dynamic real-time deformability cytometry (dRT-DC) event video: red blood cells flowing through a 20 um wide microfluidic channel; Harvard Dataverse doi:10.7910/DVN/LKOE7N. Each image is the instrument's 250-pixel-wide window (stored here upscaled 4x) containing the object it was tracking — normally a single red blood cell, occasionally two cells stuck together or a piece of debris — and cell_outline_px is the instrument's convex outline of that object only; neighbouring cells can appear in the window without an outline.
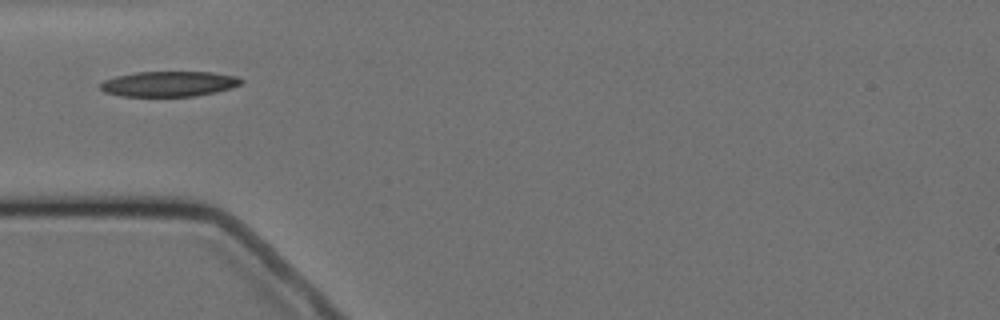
{"species": "Egyptian fruit bat (a non-hibernating species)", "species_latin": "Rousettus aegyptiacus", "temperature_condition": "cold", "stored_images_in_passage": 1, "camera_frame_rate_fps": 3000, "um_per_image_px": 0.085, "animal": {"sex": "female"}, "frame": {"image": 1, "passage_image": 1, "time_ms": 0.0, "image_size_px": [1000, 320], "cell_outline_px": [[244, 80], [240, 84], [228, 88], [212, 92], [192, 96], [120, 96], [104, 92], [100, 88], [100, 84], [104, 80], [116, 76], [136, 72], [212, 72], [236, 76]], "centroid_in_image_um": [14.31, 7.12], "position_along_channel_um": 70.7, "area_um2": 20.52}}